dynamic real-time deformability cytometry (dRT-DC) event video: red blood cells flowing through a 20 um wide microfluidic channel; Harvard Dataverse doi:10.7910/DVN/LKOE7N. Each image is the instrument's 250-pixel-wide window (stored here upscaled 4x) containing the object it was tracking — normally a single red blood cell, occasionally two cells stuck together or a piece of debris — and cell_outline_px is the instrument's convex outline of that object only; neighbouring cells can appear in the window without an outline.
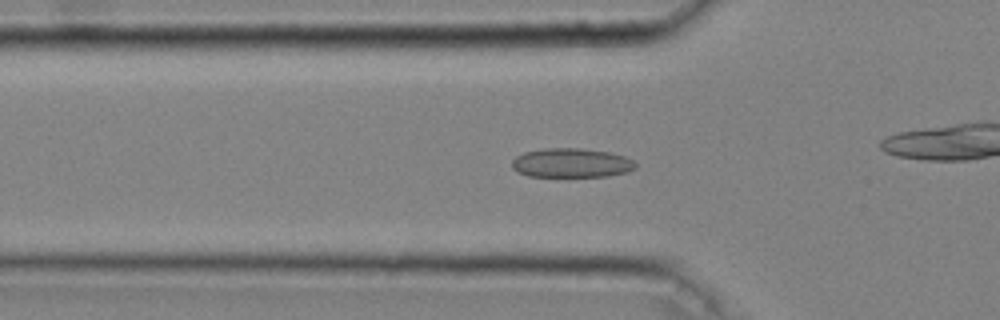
{"species": "common noctule bat (a hibernating species)", "species_latin": "Nyctalus noctula", "temperature_condition": "cold", "stored_images_in_passage": 27, "camera_frame_rate_fps": 3000, "um_per_image_px": 0.085, "animal": {"sex": "male", "body_mass_g": 20.4}, "frame": {"image": 1, "passage_image": 4, "time_ms": 1.0, "image_size_px": [1000, 320], "cell_outline_px": [[636, 168], [628, 172], [608, 176], [528, 176], [516, 172], [512, 168], [512, 160], [516, 156], [524, 152], [544, 148], [580, 148], [608, 152], [624, 156], [632, 160], [636, 164]], "centroid_in_image_um": [48.55, 13.85], "position_along_channel_um": 77.3, "area_um2": 21.1}}
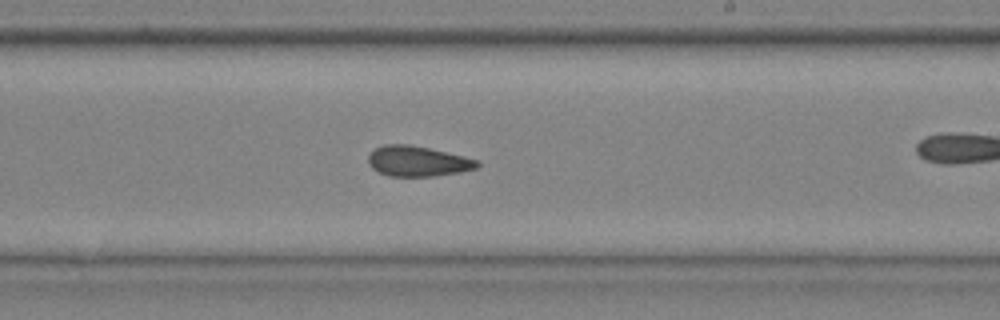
{"frame": {"image": 2, "passage_image": 17, "time_ms": 5.333, "image_size_px": [1000, 320], "cell_outline_px": [[480, 164], [476, 168], [460, 172], [436, 176], [388, 176], [372, 168], [368, 164], [368, 156], [376, 148], [384, 144], [408, 144], [428, 148], [464, 156], [480, 160]], "centroid_in_image_um": [35.51, 13.7], "position_along_channel_um": 253.5, "area_um2": 19.25}}
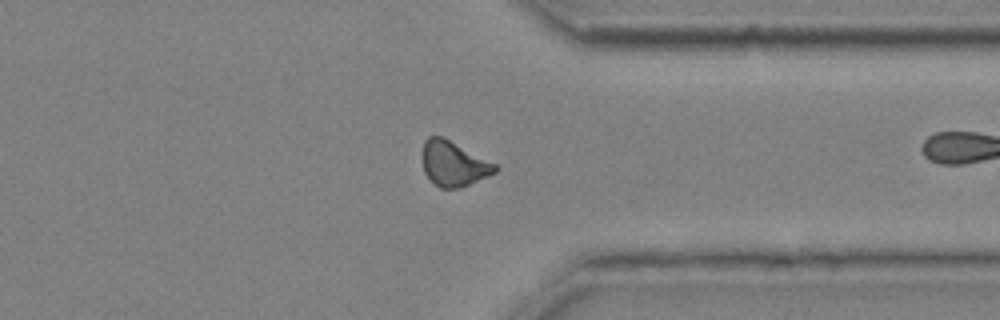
{"frame": {"image": 3, "passage_image": 26, "time_ms": 8.333, "image_size_px": [1000, 320], "cell_outline_px": [[500, 168], [496, 172], [488, 176], [460, 188], [440, 188], [424, 172], [424, 140], [428, 136], [444, 136], [496, 164]], "centroid_in_image_um": [38.6, 13.9], "position_along_channel_um": 372.8, "area_um2": 18.9}}